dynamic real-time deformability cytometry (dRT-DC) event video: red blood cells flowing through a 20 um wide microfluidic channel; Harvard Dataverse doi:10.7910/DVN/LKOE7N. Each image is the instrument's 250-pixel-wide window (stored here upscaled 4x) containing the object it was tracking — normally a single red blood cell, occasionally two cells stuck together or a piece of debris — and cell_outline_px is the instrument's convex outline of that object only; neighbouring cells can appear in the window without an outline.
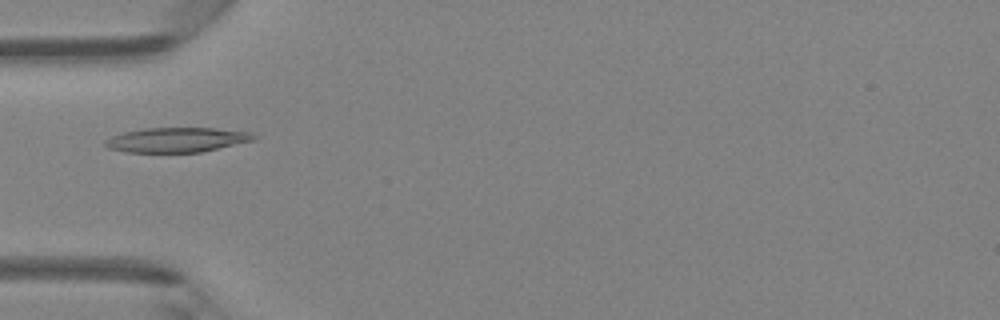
{"species": "Egyptian fruit bat (a non-hibernating species)", "species_latin": "Rousettus aegyptiacus", "temperature_condition": "room temperature", "stored_images_in_passage": 6, "camera_frame_rate_fps": 3000, "um_per_image_px": 0.085, "animal": {"sex": "female"}, "frame": {"image": 1, "passage_image": 5, "time_ms": 1.333, "image_size_px": [1000, 320], "cell_outline_px": [[260, 136], [256, 140], [200, 152], [124, 152], [108, 148], [104, 144], [104, 140], [112, 136], [124, 132], [144, 128], [216, 128], [252, 132]], "centroid_in_image_um": [15.07, 11.88], "position_along_channel_um": 69.9, "area_um2": 21.56}}
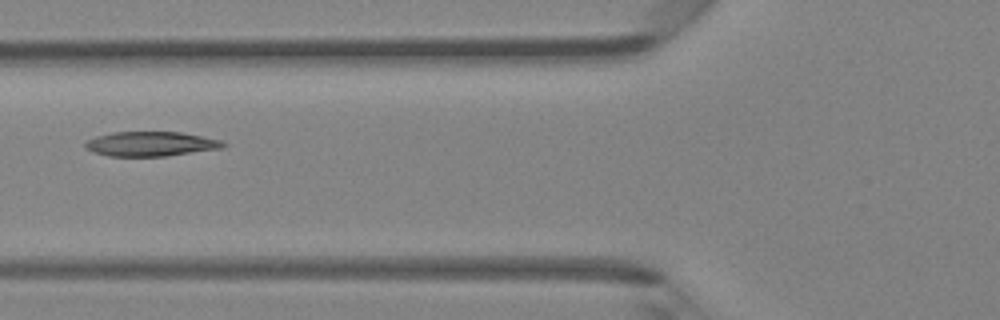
{"frame": {"image": 2, "passage_image": 6, "time_ms": 1.667, "image_size_px": [1000, 320], "cell_outline_px": [[228, 144], [220, 148], [164, 156], [108, 156], [92, 152], [84, 148], [84, 144], [88, 140], [96, 136], [112, 132], [180, 132], [220, 140]], "centroid_in_image_um": [12.75, 12.23], "position_along_channel_um": 113.1, "area_um2": 19.59}}